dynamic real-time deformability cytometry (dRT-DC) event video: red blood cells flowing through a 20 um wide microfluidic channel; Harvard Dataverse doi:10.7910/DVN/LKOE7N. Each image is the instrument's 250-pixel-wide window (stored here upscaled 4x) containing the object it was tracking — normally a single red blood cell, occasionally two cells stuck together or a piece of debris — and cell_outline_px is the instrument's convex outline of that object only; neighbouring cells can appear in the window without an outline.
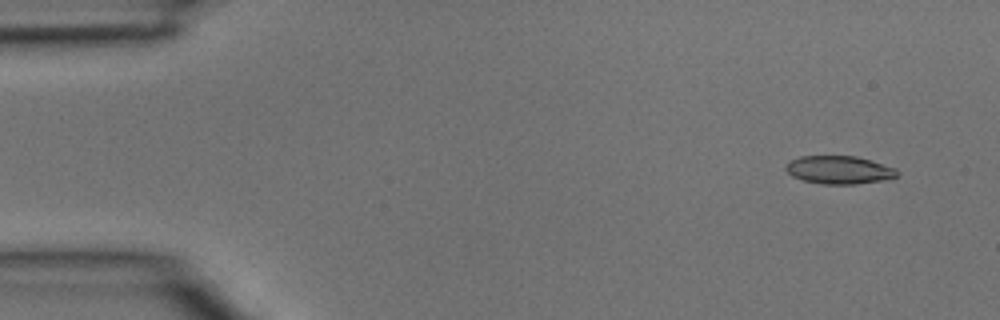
{"species": "common noctule bat (a hibernating species)", "species_latin": "Nyctalus noctula", "temperature_condition": "room temperature", "stored_images_in_passage": 4, "segment_of_instrument_passage": [1, 2], "camera_frame_rate_fps": 3000, "um_per_image_px": 0.085, "animal": {"sex": "male", "body_mass_g": 15.6}, "frame": {"image": 1, "passage_image": 1, "time_ms": 0.0, "image_size_px": [1000, 320], "cell_outline_px": [[896, 176], [880, 180], [856, 184], [820, 184], [804, 180], [792, 176], [784, 168], [788, 160], [800, 156], [856, 156], [872, 160], [896, 168]], "centroid_in_image_um": [71.27, 14.43], "position_along_channel_um": 13.7, "area_um2": 18.15}}